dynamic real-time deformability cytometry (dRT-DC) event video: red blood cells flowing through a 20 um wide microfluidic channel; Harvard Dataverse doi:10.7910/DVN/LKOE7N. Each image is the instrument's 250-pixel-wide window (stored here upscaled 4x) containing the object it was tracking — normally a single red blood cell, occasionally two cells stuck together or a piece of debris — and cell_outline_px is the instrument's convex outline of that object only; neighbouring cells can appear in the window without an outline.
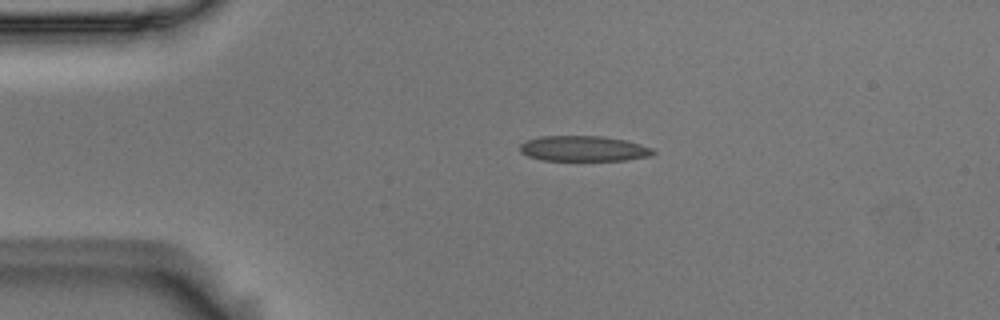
{"species": "Egyptian fruit bat (a non-hibernating species)", "species_latin": "Rousettus aegyptiacus", "temperature_condition": "room temperature", "stored_images_in_passage": 2, "camera_frame_rate_fps": 3000, "um_per_image_px": 0.085, "animal": {"sex": "male"}, "frame": {"image": 1, "passage_image": 1, "time_ms": 0.0, "image_size_px": [1000, 320], "cell_outline_px": [[656, 152], [652, 156], [624, 160], [544, 160], [528, 156], [520, 152], [520, 144], [524, 140], [540, 136], [604, 136], [624, 140], [640, 144], [652, 148]], "centroid_in_image_um": [49.59, 12.62], "position_along_channel_um": 35.4, "area_um2": 19.77}}